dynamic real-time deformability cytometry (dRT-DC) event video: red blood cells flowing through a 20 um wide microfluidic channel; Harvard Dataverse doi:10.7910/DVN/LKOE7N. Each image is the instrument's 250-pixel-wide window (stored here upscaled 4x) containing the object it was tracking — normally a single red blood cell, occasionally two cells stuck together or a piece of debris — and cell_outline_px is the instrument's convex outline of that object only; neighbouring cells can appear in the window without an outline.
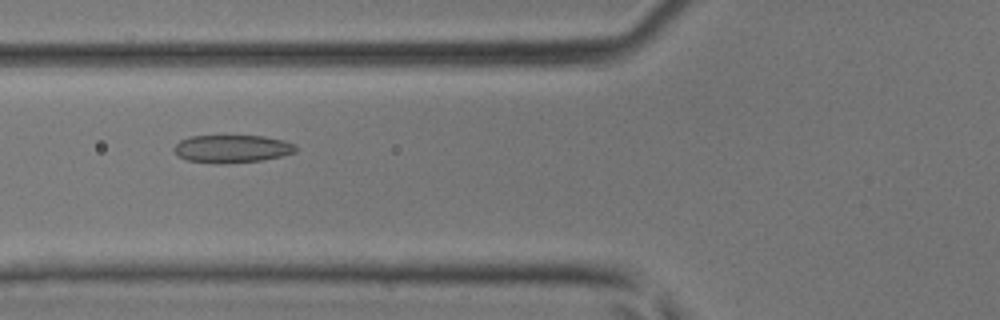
{"species": "common noctule bat (a hibernating species)", "species_latin": "Nyctalus noctula", "temperature_condition": "room temperature", "stored_images_in_passage": 46, "camera_frame_rate_fps": 3000, "um_per_image_px": 0.085, "animal": {"sex": "male", "body_mass_g": 17.9, "forearm_length_mm": 54.2}, "frame": {"image": 1, "passage_image": 18, "time_ms": 5.667, "image_size_px": [1000, 320], "cell_outline_px": [[296, 152], [264, 160], [220, 164], [216, 164], [188, 160], [180, 156], [172, 148], [180, 140], [188, 136], [264, 136], [284, 140], [296, 144]], "centroid_in_image_um": [19.74, 12.64], "position_along_channel_um": 106.1, "area_um2": 19.77}}
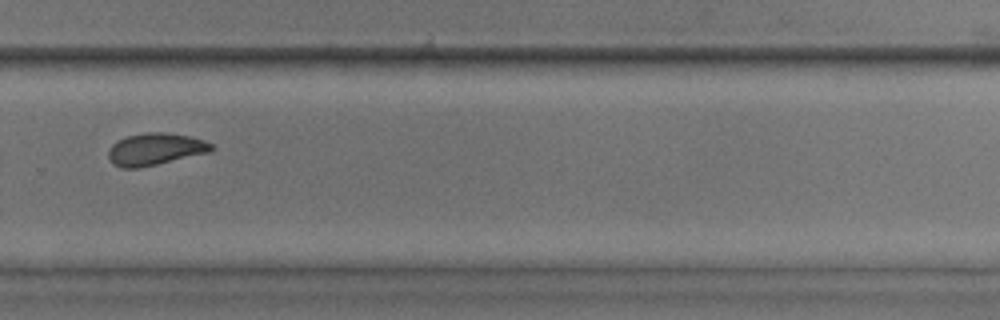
{"frame": {"image": 2, "passage_image": 32, "time_ms": 10.333, "image_size_px": [1000, 320], "cell_outline_px": [[216, 148], [208, 152], [156, 164], [136, 168], [120, 168], [112, 164], [108, 156], [108, 148], [116, 140], [128, 136], [144, 132], [164, 132], [188, 136], [204, 140], [212, 144]], "centroid_in_image_um": [13.14, 12.67], "position_along_channel_um": 316.7, "area_um2": 19.19}}
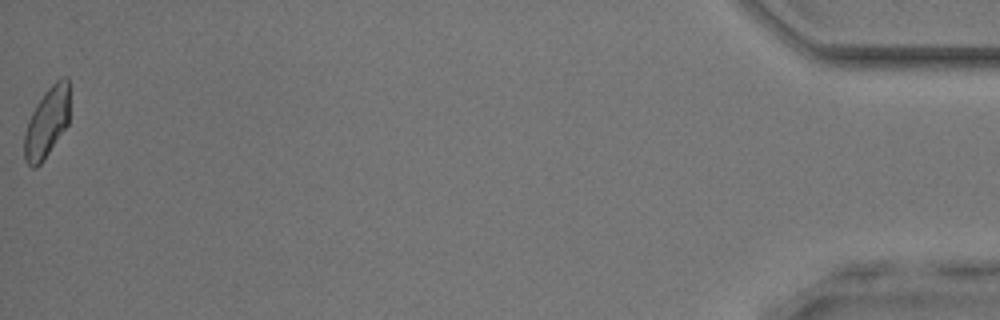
{"frame": {"image": 3, "passage_image": 46, "time_ms": 15.0, "image_size_px": [1000, 320], "cell_outline_px": [[68, 124], [44, 160], [36, 168], [32, 168], [24, 160], [24, 132], [28, 120], [36, 104], [44, 92], [56, 80], [64, 76], [68, 76]], "centroid_in_image_um": [3.96, 10.43], "position_along_channel_um": 431.2, "area_um2": 18.5}}